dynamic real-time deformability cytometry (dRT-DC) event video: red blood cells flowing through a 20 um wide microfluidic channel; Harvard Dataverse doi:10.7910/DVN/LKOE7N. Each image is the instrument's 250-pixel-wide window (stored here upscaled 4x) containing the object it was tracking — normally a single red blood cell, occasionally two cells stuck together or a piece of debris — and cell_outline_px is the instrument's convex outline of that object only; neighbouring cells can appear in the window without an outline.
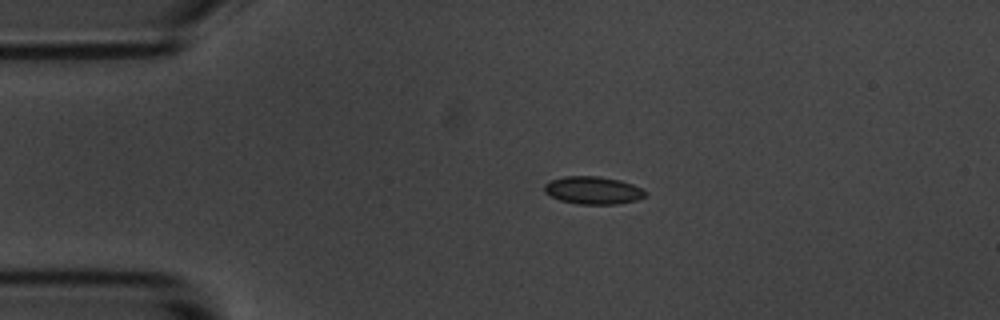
{"species": "common noctule bat (a hibernating species)", "species_latin": "Nyctalus noctula", "temperature_condition": "room temperature", "stored_images_in_passage": 10, "camera_frame_rate_fps": 3000, "um_per_image_px": 0.085, "animal": {"sex": "male", "body_mass_g": 20.1, "forearm_length_mm": 53.5}, "frame": {"image": 1, "passage_image": 2, "time_ms": 1.0, "image_size_px": [1000, 320], "cell_outline_px": [[648, 192], [644, 196], [636, 200], [616, 204], [580, 204], [560, 200], [544, 192], [544, 184], [548, 180], [564, 176], [600, 176], [620, 180], [632, 184]], "centroid_in_image_um": [50.38, 16.16], "position_along_channel_um": 34.6, "area_um2": 16.3}}
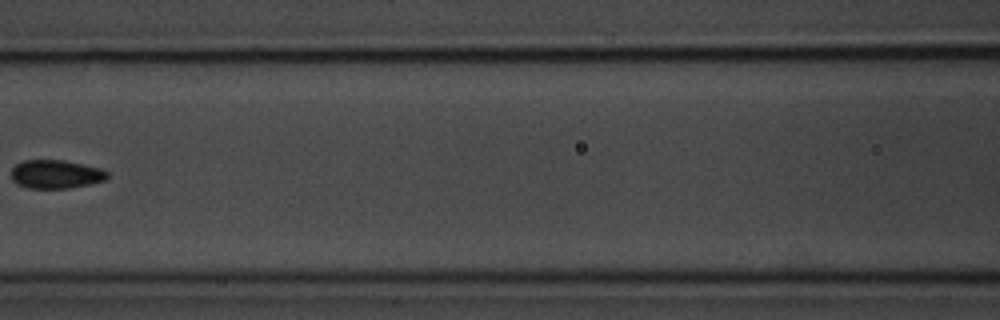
{"frame": {"image": 2, "passage_image": 6, "time_ms": 5.667, "image_size_px": [1000, 320], "cell_outline_px": [[108, 176], [104, 180], [88, 184], [68, 188], [28, 188], [16, 184], [12, 180], [12, 168], [16, 164], [24, 160], [64, 160], [84, 164], [100, 168], [108, 172]], "centroid_in_image_um": [4.72, 14.8], "position_along_channel_um": 161.9, "area_um2": 15.95}}
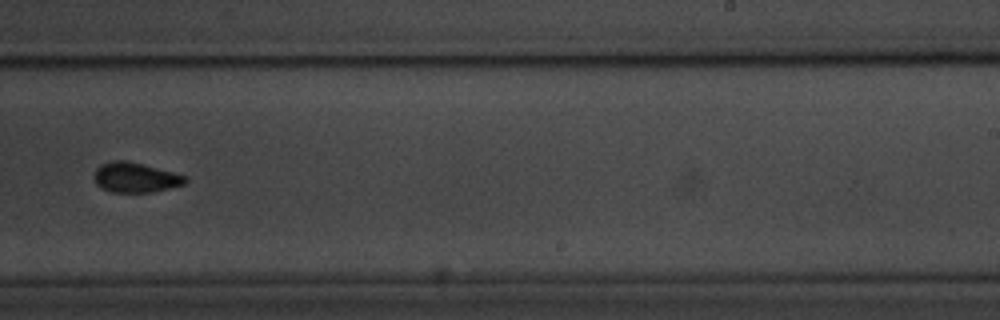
{"frame": {"image": 3, "passage_image": 9, "time_ms": 9.0, "image_size_px": [1000, 320], "cell_outline_px": [[188, 180], [184, 184], [152, 192], [112, 192], [96, 184], [92, 176], [96, 168], [100, 164], [112, 160], [128, 160], [188, 176]], "centroid_in_image_um": [11.49, 15.07], "position_along_channel_um": 277.5, "area_um2": 16.01}}